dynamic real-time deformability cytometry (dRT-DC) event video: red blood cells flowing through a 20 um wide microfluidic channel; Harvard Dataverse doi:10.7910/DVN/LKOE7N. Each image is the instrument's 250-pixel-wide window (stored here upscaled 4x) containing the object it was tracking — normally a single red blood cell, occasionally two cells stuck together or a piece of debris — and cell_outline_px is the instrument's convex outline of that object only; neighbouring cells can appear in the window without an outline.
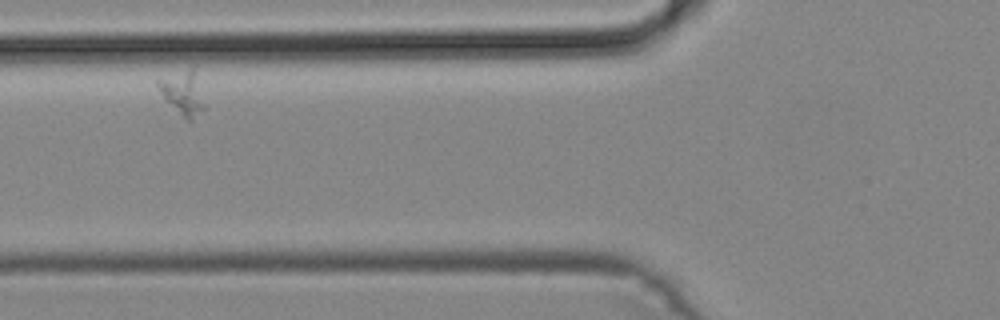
{"species": "common noctule bat (a hibernating species)", "species_latin": "Nyctalus noctula", "temperature_condition": "cold", "stored_images_in_passage": 28, "camera_frame_rate_fps": 3000, "um_per_image_px": 0.085, "animal": {"sex": "male", "body_mass_g": 19.2, "forearm_length_mm": 51.8}, "frame": {"image": 1, "passage_image": 5, "time_ms": 1.333, "image_size_px": [1000, 320], "cell_outline_px": [[204, 108], [192, 120], [188, 120], [164, 100], [156, 84], [156, 80], [192, 68], [204, 104]], "centroid_in_image_um": [15.48, 7.93], "position_along_channel_um": 110.3, "area_um2": 11.04}}
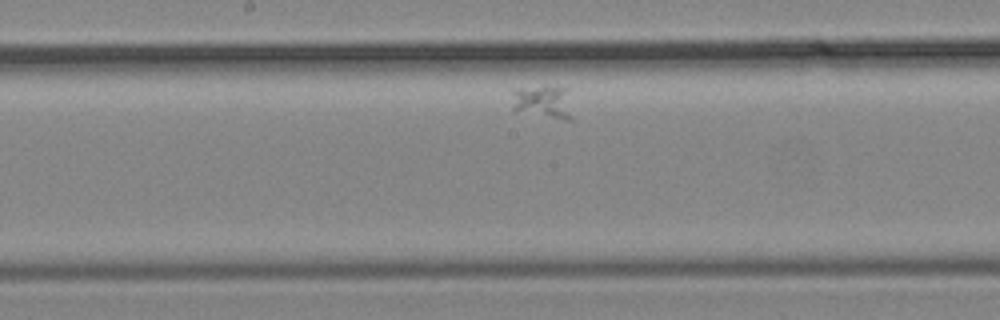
{"frame": {"image": 2, "passage_image": 13, "time_ms": 4.0, "image_size_px": [1000, 320], "cell_outline_px": [[572, 120], [564, 120], [512, 112], [512, 92], [516, 88], [544, 84], [568, 88], [572, 116]], "centroid_in_image_um": [46.13, 8.64], "position_along_channel_um": 202.1, "area_um2": 12.66}}
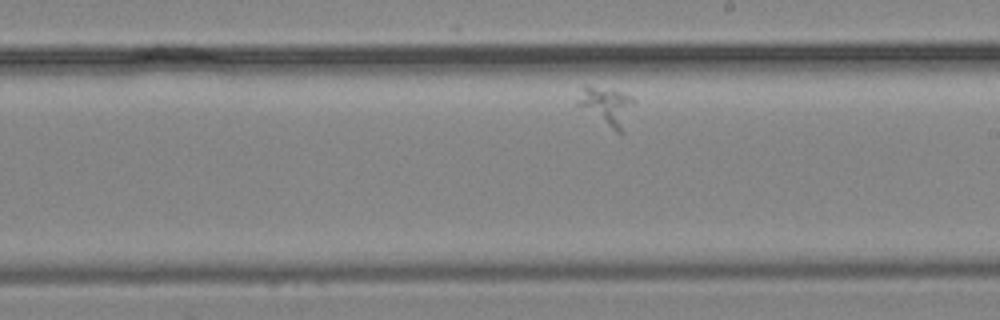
{"frame": {"image": 3, "passage_image": 16, "time_ms": 5.0, "image_size_px": [1000, 320], "cell_outline_px": [[636, 100], [624, 132], [620, 136], [576, 104], [576, 100], [584, 88], [612, 88], [632, 96]], "centroid_in_image_um": [51.66, 9.09], "position_along_channel_um": 237.3, "area_um2": 12.72}}